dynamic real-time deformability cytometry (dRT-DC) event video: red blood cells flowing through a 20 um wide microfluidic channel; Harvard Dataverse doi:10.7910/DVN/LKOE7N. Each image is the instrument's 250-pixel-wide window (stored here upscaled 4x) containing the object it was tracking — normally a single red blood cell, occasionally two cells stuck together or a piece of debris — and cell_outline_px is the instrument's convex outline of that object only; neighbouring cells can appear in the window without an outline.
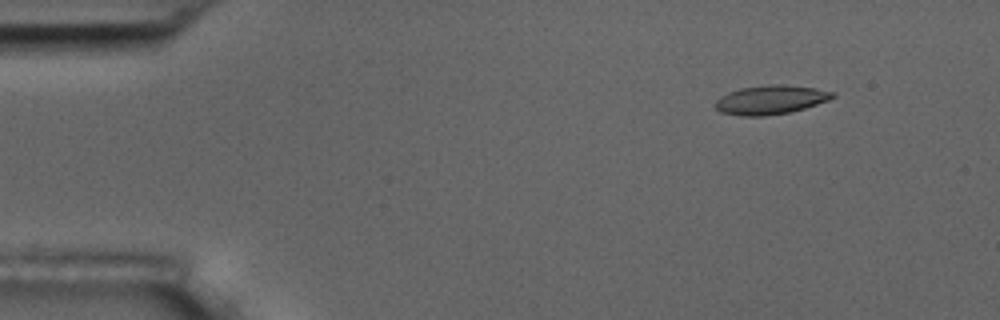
{"species": "common noctule bat (a hibernating species)", "species_latin": "Nyctalus noctula", "temperature_condition": "room temperature", "stored_images_in_passage": 4, "camera_frame_rate_fps": 3000, "um_per_image_px": 0.085, "animal": {"sex": "male", "body_mass_g": 17.5, "forearm_length_mm": 52.3}, "frame": {"image": 1, "passage_image": 2, "time_ms": 1.333, "image_size_px": [1000, 320], "cell_outline_px": [[836, 96], [828, 100], [792, 112], [764, 116], [740, 116], [720, 112], [712, 104], [720, 96], [728, 92], [740, 88], [772, 84], [784, 84], [816, 88], [836, 92]], "centroid_in_image_um": [65.49, 8.48], "position_along_channel_um": 19.5, "area_um2": 20.06}}